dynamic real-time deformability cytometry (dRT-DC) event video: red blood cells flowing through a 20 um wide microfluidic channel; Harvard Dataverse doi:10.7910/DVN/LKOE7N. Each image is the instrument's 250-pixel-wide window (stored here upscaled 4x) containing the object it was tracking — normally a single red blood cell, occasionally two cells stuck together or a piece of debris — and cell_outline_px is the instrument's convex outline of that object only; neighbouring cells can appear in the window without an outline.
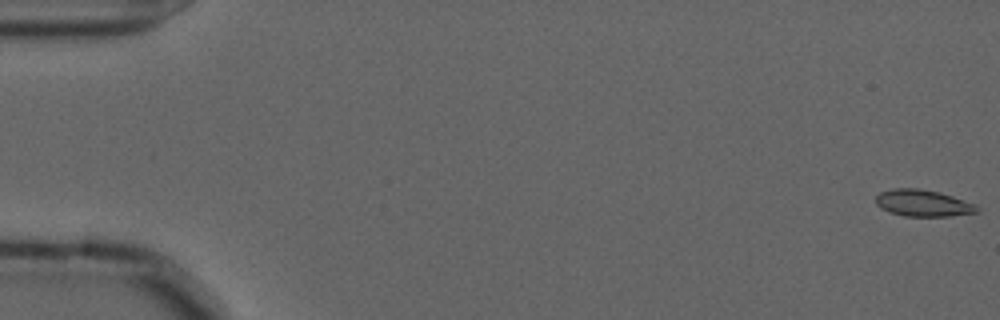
{"species": "common noctule bat (a hibernating species)", "species_latin": "Nyctalus noctula", "temperature_condition": "cold", "stored_images_in_passage": 57, "camera_frame_rate_fps": 3000, "um_per_image_px": 0.085, "animal": {"sex": "male", "forearm_length_mm": 52.5}, "frame": {"image": 1, "passage_image": 1, "time_ms": 0.0, "image_size_px": [1000, 320], "cell_outline_px": [[980, 212], [952, 216], [904, 216], [880, 208], [876, 204], [876, 196], [880, 192], [892, 188], [916, 188], [940, 192], [976, 204], [980, 208]], "centroid_in_image_um": [78.49, 17.26], "position_along_channel_um": 6.5, "area_um2": 15.84}}
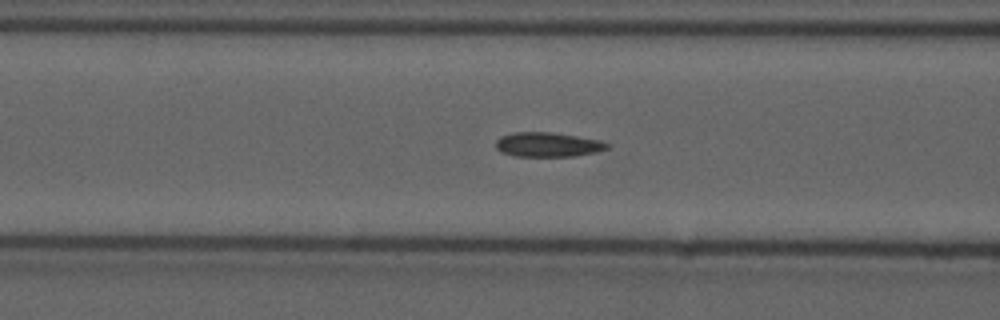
{"frame": {"image": 2, "passage_image": 23, "time_ms": 7.333, "image_size_px": [1000, 320], "cell_outline_px": [[608, 148], [596, 152], [576, 156], [516, 156], [500, 152], [496, 148], [496, 140], [500, 136], [512, 132], [552, 132], [600, 140], [608, 144]], "centroid_in_image_um": [46.53, 12.29], "position_along_channel_um": 120.1, "area_um2": 15.9}}
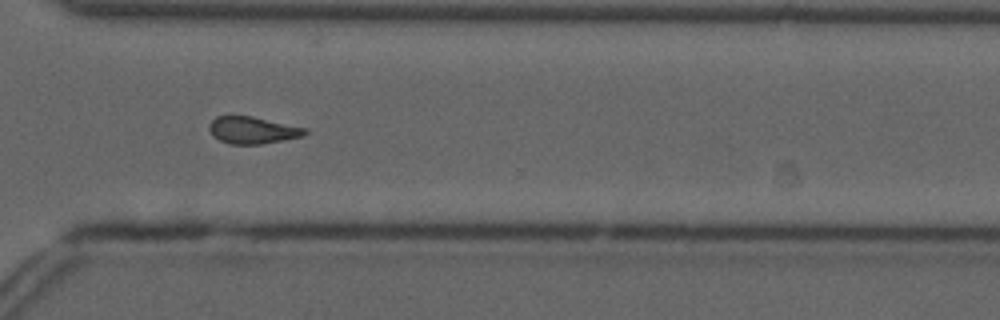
{"frame": {"image": 3, "passage_image": 42, "time_ms": 13.667, "image_size_px": [1000, 320], "cell_outline_px": [[308, 132], [304, 136], [284, 140], [260, 144], [228, 144], [212, 136], [208, 128], [208, 124], [216, 116], [252, 116], [308, 128]], "centroid_in_image_um": [21.47, 11.06], "position_along_channel_um": 349.1, "area_um2": 15.26}, "authors_computed_cell_mechanics": {"area_um2": 15.5482, "velocity_mm_per_s": 3.6198, "shape_relaxation_time_tau1_ms": null, "shape_relaxation_time_tau2_ms": 3.7035, "deformation_change_tau1": null, "deformation_change_tau2": 0.0898}}